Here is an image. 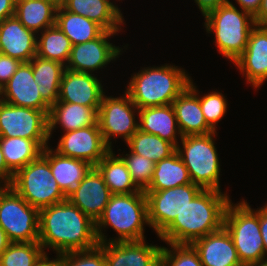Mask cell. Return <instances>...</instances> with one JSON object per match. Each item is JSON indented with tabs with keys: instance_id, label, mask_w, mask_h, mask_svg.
Listing matches in <instances>:
<instances>
[{
	"instance_id": "cell-1",
	"label": "cell",
	"mask_w": 267,
	"mask_h": 266,
	"mask_svg": "<svg viewBox=\"0 0 267 266\" xmlns=\"http://www.w3.org/2000/svg\"><path fill=\"white\" fill-rule=\"evenodd\" d=\"M43 251L56 254L88 250L99 243L95 222L68 199L39 210V240Z\"/></svg>"
},
{
	"instance_id": "cell-2",
	"label": "cell",
	"mask_w": 267,
	"mask_h": 266,
	"mask_svg": "<svg viewBox=\"0 0 267 266\" xmlns=\"http://www.w3.org/2000/svg\"><path fill=\"white\" fill-rule=\"evenodd\" d=\"M230 201L226 193L203 189L158 237L167 244H191L224 226Z\"/></svg>"
},
{
	"instance_id": "cell-3",
	"label": "cell",
	"mask_w": 267,
	"mask_h": 266,
	"mask_svg": "<svg viewBox=\"0 0 267 266\" xmlns=\"http://www.w3.org/2000/svg\"><path fill=\"white\" fill-rule=\"evenodd\" d=\"M131 77L125 91L139 109L171 105L191 79L184 69L169 64L146 67Z\"/></svg>"
},
{
	"instance_id": "cell-4",
	"label": "cell",
	"mask_w": 267,
	"mask_h": 266,
	"mask_svg": "<svg viewBox=\"0 0 267 266\" xmlns=\"http://www.w3.org/2000/svg\"><path fill=\"white\" fill-rule=\"evenodd\" d=\"M144 224L149 225L147 199L143 190L132 194H112L95 223L98 243L144 240ZM107 226L117 232V238L106 240L102 231Z\"/></svg>"
},
{
	"instance_id": "cell-5",
	"label": "cell",
	"mask_w": 267,
	"mask_h": 266,
	"mask_svg": "<svg viewBox=\"0 0 267 266\" xmlns=\"http://www.w3.org/2000/svg\"><path fill=\"white\" fill-rule=\"evenodd\" d=\"M204 17L207 33L215 34L218 52L234 62L246 49L251 30L256 25L254 17L238 10L231 2L209 11Z\"/></svg>"
},
{
	"instance_id": "cell-6",
	"label": "cell",
	"mask_w": 267,
	"mask_h": 266,
	"mask_svg": "<svg viewBox=\"0 0 267 266\" xmlns=\"http://www.w3.org/2000/svg\"><path fill=\"white\" fill-rule=\"evenodd\" d=\"M224 227L232 237L243 266L267 260L259 224V208L253 210L244 200L230 201L224 216Z\"/></svg>"
},
{
	"instance_id": "cell-7",
	"label": "cell",
	"mask_w": 267,
	"mask_h": 266,
	"mask_svg": "<svg viewBox=\"0 0 267 266\" xmlns=\"http://www.w3.org/2000/svg\"><path fill=\"white\" fill-rule=\"evenodd\" d=\"M216 131L205 135H187L176 151L188 169L193 184L202 189L221 191L220 162L213 141Z\"/></svg>"
},
{
	"instance_id": "cell-8",
	"label": "cell",
	"mask_w": 267,
	"mask_h": 266,
	"mask_svg": "<svg viewBox=\"0 0 267 266\" xmlns=\"http://www.w3.org/2000/svg\"><path fill=\"white\" fill-rule=\"evenodd\" d=\"M29 205L38 210L67 200L41 154L19 169L10 185Z\"/></svg>"
},
{
	"instance_id": "cell-9",
	"label": "cell",
	"mask_w": 267,
	"mask_h": 266,
	"mask_svg": "<svg viewBox=\"0 0 267 266\" xmlns=\"http://www.w3.org/2000/svg\"><path fill=\"white\" fill-rule=\"evenodd\" d=\"M0 226L10 242H36L39 240V210L11 186H1Z\"/></svg>"
},
{
	"instance_id": "cell-10",
	"label": "cell",
	"mask_w": 267,
	"mask_h": 266,
	"mask_svg": "<svg viewBox=\"0 0 267 266\" xmlns=\"http://www.w3.org/2000/svg\"><path fill=\"white\" fill-rule=\"evenodd\" d=\"M49 112L8 104L0 100V137L36 141L43 149L49 141Z\"/></svg>"
},
{
	"instance_id": "cell-11",
	"label": "cell",
	"mask_w": 267,
	"mask_h": 266,
	"mask_svg": "<svg viewBox=\"0 0 267 266\" xmlns=\"http://www.w3.org/2000/svg\"><path fill=\"white\" fill-rule=\"evenodd\" d=\"M139 108L133 103L128 93L121 97L106 96L103 94L97 113V121L104 142L112 149V138L122 137L127 143L138 131V121L134 116ZM136 120V121H135ZM111 138V139H110Z\"/></svg>"
},
{
	"instance_id": "cell-12",
	"label": "cell",
	"mask_w": 267,
	"mask_h": 266,
	"mask_svg": "<svg viewBox=\"0 0 267 266\" xmlns=\"http://www.w3.org/2000/svg\"><path fill=\"white\" fill-rule=\"evenodd\" d=\"M202 190L189 183L160 191H144L149 226L159 235Z\"/></svg>"
},
{
	"instance_id": "cell-13",
	"label": "cell",
	"mask_w": 267,
	"mask_h": 266,
	"mask_svg": "<svg viewBox=\"0 0 267 266\" xmlns=\"http://www.w3.org/2000/svg\"><path fill=\"white\" fill-rule=\"evenodd\" d=\"M55 149L63 156L87 161L92 166L111 150L103 140L98 121L91 126L65 132Z\"/></svg>"
},
{
	"instance_id": "cell-14",
	"label": "cell",
	"mask_w": 267,
	"mask_h": 266,
	"mask_svg": "<svg viewBox=\"0 0 267 266\" xmlns=\"http://www.w3.org/2000/svg\"><path fill=\"white\" fill-rule=\"evenodd\" d=\"M116 33L104 31L94 40L72 45L66 69L92 74L97 69L106 67L105 65L116 60L123 50L109 42V38Z\"/></svg>"
},
{
	"instance_id": "cell-15",
	"label": "cell",
	"mask_w": 267,
	"mask_h": 266,
	"mask_svg": "<svg viewBox=\"0 0 267 266\" xmlns=\"http://www.w3.org/2000/svg\"><path fill=\"white\" fill-rule=\"evenodd\" d=\"M38 87L33 77L31 63L22 62L1 88L0 100L15 106L50 112V107L43 101Z\"/></svg>"
},
{
	"instance_id": "cell-16",
	"label": "cell",
	"mask_w": 267,
	"mask_h": 266,
	"mask_svg": "<svg viewBox=\"0 0 267 266\" xmlns=\"http://www.w3.org/2000/svg\"><path fill=\"white\" fill-rule=\"evenodd\" d=\"M104 93L100 80L94 74L65 69L57 102L92 107L98 113Z\"/></svg>"
},
{
	"instance_id": "cell-17",
	"label": "cell",
	"mask_w": 267,
	"mask_h": 266,
	"mask_svg": "<svg viewBox=\"0 0 267 266\" xmlns=\"http://www.w3.org/2000/svg\"><path fill=\"white\" fill-rule=\"evenodd\" d=\"M233 64L253 88L259 89L267 80V26H254L245 51Z\"/></svg>"
},
{
	"instance_id": "cell-18",
	"label": "cell",
	"mask_w": 267,
	"mask_h": 266,
	"mask_svg": "<svg viewBox=\"0 0 267 266\" xmlns=\"http://www.w3.org/2000/svg\"><path fill=\"white\" fill-rule=\"evenodd\" d=\"M145 240L99 243L106 266H160L162 246L148 245Z\"/></svg>"
},
{
	"instance_id": "cell-19",
	"label": "cell",
	"mask_w": 267,
	"mask_h": 266,
	"mask_svg": "<svg viewBox=\"0 0 267 266\" xmlns=\"http://www.w3.org/2000/svg\"><path fill=\"white\" fill-rule=\"evenodd\" d=\"M111 196L112 193L105 184L102 175L93 167L81 180L80 187L68 200L96 223Z\"/></svg>"
},
{
	"instance_id": "cell-20",
	"label": "cell",
	"mask_w": 267,
	"mask_h": 266,
	"mask_svg": "<svg viewBox=\"0 0 267 266\" xmlns=\"http://www.w3.org/2000/svg\"><path fill=\"white\" fill-rule=\"evenodd\" d=\"M191 245L197 251L203 266H243L232 237L224 226L196 239Z\"/></svg>"
},
{
	"instance_id": "cell-21",
	"label": "cell",
	"mask_w": 267,
	"mask_h": 266,
	"mask_svg": "<svg viewBox=\"0 0 267 266\" xmlns=\"http://www.w3.org/2000/svg\"><path fill=\"white\" fill-rule=\"evenodd\" d=\"M37 36L27 29L16 16L0 22V53L29 62L37 54Z\"/></svg>"
},
{
	"instance_id": "cell-22",
	"label": "cell",
	"mask_w": 267,
	"mask_h": 266,
	"mask_svg": "<svg viewBox=\"0 0 267 266\" xmlns=\"http://www.w3.org/2000/svg\"><path fill=\"white\" fill-rule=\"evenodd\" d=\"M197 92L196 86L190 79L189 85L171 104L182 137L215 132L204 118Z\"/></svg>"
},
{
	"instance_id": "cell-23",
	"label": "cell",
	"mask_w": 267,
	"mask_h": 266,
	"mask_svg": "<svg viewBox=\"0 0 267 266\" xmlns=\"http://www.w3.org/2000/svg\"><path fill=\"white\" fill-rule=\"evenodd\" d=\"M42 155L48 160L52 175L68 199L79 187L80 182L94 167L87 161L63 156L49 146Z\"/></svg>"
},
{
	"instance_id": "cell-24",
	"label": "cell",
	"mask_w": 267,
	"mask_h": 266,
	"mask_svg": "<svg viewBox=\"0 0 267 266\" xmlns=\"http://www.w3.org/2000/svg\"><path fill=\"white\" fill-rule=\"evenodd\" d=\"M63 7L96 22L105 31L119 32L125 24L120 9L110 0H67Z\"/></svg>"
},
{
	"instance_id": "cell-25",
	"label": "cell",
	"mask_w": 267,
	"mask_h": 266,
	"mask_svg": "<svg viewBox=\"0 0 267 266\" xmlns=\"http://www.w3.org/2000/svg\"><path fill=\"white\" fill-rule=\"evenodd\" d=\"M137 116H139V130L157 135L175 147L179 145L177 135H180V139L182 136L172 105L144 107L138 110Z\"/></svg>"
},
{
	"instance_id": "cell-26",
	"label": "cell",
	"mask_w": 267,
	"mask_h": 266,
	"mask_svg": "<svg viewBox=\"0 0 267 266\" xmlns=\"http://www.w3.org/2000/svg\"><path fill=\"white\" fill-rule=\"evenodd\" d=\"M49 138L52 131L60 124L63 132L81 129L97 122V112L92 107L75 103L56 102L48 115Z\"/></svg>"
},
{
	"instance_id": "cell-27",
	"label": "cell",
	"mask_w": 267,
	"mask_h": 266,
	"mask_svg": "<svg viewBox=\"0 0 267 266\" xmlns=\"http://www.w3.org/2000/svg\"><path fill=\"white\" fill-rule=\"evenodd\" d=\"M33 77L43 101L51 108L59 98L60 84L66 65L34 56L30 61Z\"/></svg>"
},
{
	"instance_id": "cell-28",
	"label": "cell",
	"mask_w": 267,
	"mask_h": 266,
	"mask_svg": "<svg viewBox=\"0 0 267 266\" xmlns=\"http://www.w3.org/2000/svg\"><path fill=\"white\" fill-rule=\"evenodd\" d=\"M58 7L48 0H16L15 16L36 34L56 23Z\"/></svg>"
},
{
	"instance_id": "cell-29",
	"label": "cell",
	"mask_w": 267,
	"mask_h": 266,
	"mask_svg": "<svg viewBox=\"0 0 267 266\" xmlns=\"http://www.w3.org/2000/svg\"><path fill=\"white\" fill-rule=\"evenodd\" d=\"M95 168L102 175L112 194H132L140 191L133 182L121 155L115 156L112 149L98 162Z\"/></svg>"
},
{
	"instance_id": "cell-30",
	"label": "cell",
	"mask_w": 267,
	"mask_h": 266,
	"mask_svg": "<svg viewBox=\"0 0 267 266\" xmlns=\"http://www.w3.org/2000/svg\"><path fill=\"white\" fill-rule=\"evenodd\" d=\"M55 24L69 38L72 45L94 40L105 31L96 22L69 12L63 6L57 9Z\"/></svg>"
},
{
	"instance_id": "cell-31",
	"label": "cell",
	"mask_w": 267,
	"mask_h": 266,
	"mask_svg": "<svg viewBox=\"0 0 267 266\" xmlns=\"http://www.w3.org/2000/svg\"><path fill=\"white\" fill-rule=\"evenodd\" d=\"M192 183L177 151L155 163L152 181L145 191H160Z\"/></svg>"
},
{
	"instance_id": "cell-32",
	"label": "cell",
	"mask_w": 267,
	"mask_h": 266,
	"mask_svg": "<svg viewBox=\"0 0 267 266\" xmlns=\"http://www.w3.org/2000/svg\"><path fill=\"white\" fill-rule=\"evenodd\" d=\"M0 146L5 163L14 174L43 152L36 141L20 137H0Z\"/></svg>"
},
{
	"instance_id": "cell-33",
	"label": "cell",
	"mask_w": 267,
	"mask_h": 266,
	"mask_svg": "<svg viewBox=\"0 0 267 266\" xmlns=\"http://www.w3.org/2000/svg\"><path fill=\"white\" fill-rule=\"evenodd\" d=\"M40 34L41 37H37L39 40H37L36 56L66 65L72 49L69 38L56 24L46 28Z\"/></svg>"
},
{
	"instance_id": "cell-34",
	"label": "cell",
	"mask_w": 267,
	"mask_h": 266,
	"mask_svg": "<svg viewBox=\"0 0 267 266\" xmlns=\"http://www.w3.org/2000/svg\"><path fill=\"white\" fill-rule=\"evenodd\" d=\"M129 149L153 162H159L176 151V147L157 135L138 131L126 143Z\"/></svg>"
},
{
	"instance_id": "cell-35",
	"label": "cell",
	"mask_w": 267,
	"mask_h": 266,
	"mask_svg": "<svg viewBox=\"0 0 267 266\" xmlns=\"http://www.w3.org/2000/svg\"><path fill=\"white\" fill-rule=\"evenodd\" d=\"M46 254L36 242H11L0 256V266H34Z\"/></svg>"
},
{
	"instance_id": "cell-36",
	"label": "cell",
	"mask_w": 267,
	"mask_h": 266,
	"mask_svg": "<svg viewBox=\"0 0 267 266\" xmlns=\"http://www.w3.org/2000/svg\"><path fill=\"white\" fill-rule=\"evenodd\" d=\"M162 247L160 266H203L197 251L191 244H169Z\"/></svg>"
},
{
	"instance_id": "cell-37",
	"label": "cell",
	"mask_w": 267,
	"mask_h": 266,
	"mask_svg": "<svg viewBox=\"0 0 267 266\" xmlns=\"http://www.w3.org/2000/svg\"><path fill=\"white\" fill-rule=\"evenodd\" d=\"M121 157L127 165L128 171L135 185L145 191L150 185L154 173L155 162L133 153Z\"/></svg>"
},
{
	"instance_id": "cell-38",
	"label": "cell",
	"mask_w": 267,
	"mask_h": 266,
	"mask_svg": "<svg viewBox=\"0 0 267 266\" xmlns=\"http://www.w3.org/2000/svg\"><path fill=\"white\" fill-rule=\"evenodd\" d=\"M60 266H106L103 247L59 254Z\"/></svg>"
},
{
	"instance_id": "cell-39",
	"label": "cell",
	"mask_w": 267,
	"mask_h": 266,
	"mask_svg": "<svg viewBox=\"0 0 267 266\" xmlns=\"http://www.w3.org/2000/svg\"><path fill=\"white\" fill-rule=\"evenodd\" d=\"M200 107L207 124L216 131L217 123L223 118L227 112V100L222 93L212 91L199 97Z\"/></svg>"
},
{
	"instance_id": "cell-40",
	"label": "cell",
	"mask_w": 267,
	"mask_h": 266,
	"mask_svg": "<svg viewBox=\"0 0 267 266\" xmlns=\"http://www.w3.org/2000/svg\"><path fill=\"white\" fill-rule=\"evenodd\" d=\"M21 63L22 62L16 58L0 53V89L13 76Z\"/></svg>"
},
{
	"instance_id": "cell-41",
	"label": "cell",
	"mask_w": 267,
	"mask_h": 266,
	"mask_svg": "<svg viewBox=\"0 0 267 266\" xmlns=\"http://www.w3.org/2000/svg\"><path fill=\"white\" fill-rule=\"evenodd\" d=\"M14 173L7 167L3 152L0 146V186H10L13 181ZM1 183H4L1 185Z\"/></svg>"
},
{
	"instance_id": "cell-42",
	"label": "cell",
	"mask_w": 267,
	"mask_h": 266,
	"mask_svg": "<svg viewBox=\"0 0 267 266\" xmlns=\"http://www.w3.org/2000/svg\"><path fill=\"white\" fill-rule=\"evenodd\" d=\"M202 15H206L209 11L218 8L221 5L230 3L229 0H194Z\"/></svg>"
},
{
	"instance_id": "cell-43",
	"label": "cell",
	"mask_w": 267,
	"mask_h": 266,
	"mask_svg": "<svg viewBox=\"0 0 267 266\" xmlns=\"http://www.w3.org/2000/svg\"><path fill=\"white\" fill-rule=\"evenodd\" d=\"M259 224L266 256L267 255V206L266 205L260 207L259 209Z\"/></svg>"
},
{
	"instance_id": "cell-44",
	"label": "cell",
	"mask_w": 267,
	"mask_h": 266,
	"mask_svg": "<svg viewBox=\"0 0 267 266\" xmlns=\"http://www.w3.org/2000/svg\"><path fill=\"white\" fill-rule=\"evenodd\" d=\"M16 0H0V22L15 16Z\"/></svg>"
},
{
	"instance_id": "cell-45",
	"label": "cell",
	"mask_w": 267,
	"mask_h": 266,
	"mask_svg": "<svg viewBox=\"0 0 267 266\" xmlns=\"http://www.w3.org/2000/svg\"><path fill=\"white\" fill-rule=\"evenodd\" d=\"M243 11L250 13L253 17L260 9L262 0H236Z\"/></svg>"
},
{
	"instance_id": "cell-46",
	"label": "cell",
	"mask_w": 267,
	"mask_h": 266,
	"mask_svg": "<svg viewBox=\"0 0 267 266\" xmlns=\"http://www.w3.org/2000/svg\"><path fill=\"white\" fill-rule=\"evenodd\" d=\"M254 21L258 26H267V0H262L260 9L254 16Z\"/></svg>"
},
{
	"instance_id": "cell-47",
	"label": "cell",
	"mask_w": 267,
	"mask_h": 266,
	"mask_svg": "<svg viewBox=\"0 0 267 266\" xmlns=\"http://www.w3.org/2000/svg\"><path fill=\"white\" fill-rule=\"evenodd\" d=\"M48 254H44L38 262L34 266H60V257L57 255L56 259L50 260L47 256Z\"/></svg>"
},
{
	"instance_id": "cell-48",
	"label": "cell",
	"mask_w": 267,
	"mask_h": 266,
	"mask_svg": "<svg viewBox=\"0 0 267 266\" xmlns=\"http://www.w3.org/2000/svg\"><path fill=\"white\" fill-rule=\"evenodd\" d=\"M10 243L11 242L8 239L7 234L5 233L3 228L0 226V256L8 248Z\"/></svg>"
},
{
	"instance_id": "cell-49",
	"label": "cell",
	"mask_w": 267,
	"mask_h": 266,
	"mask_svg": "<svg viewBox=\"0 0 267 266\" xmlns=\"http://www.w3.org/2000/svg\"><path fill=\"white\" fill-rule=\"evenodd\" d=\"M48 1L53 2L57 7H61L67 2V0H48Z\"/></svg>"
},
{
	"instance_id": "cell-50",
	"label": "cell",
	"mask_w": 267,
	"mask_h": 266,
	"mask_svg": "<svg viewBox=\"0 0 267 266\" xmlns=\"http://www.w3.org/2000/svg\"><path fill=\"white\" fill-rule=\"evenodd\" d=\"M246 266H267V260L262 261V262H258V263L249 264Z\"/></svg>"
}]
</instances>
